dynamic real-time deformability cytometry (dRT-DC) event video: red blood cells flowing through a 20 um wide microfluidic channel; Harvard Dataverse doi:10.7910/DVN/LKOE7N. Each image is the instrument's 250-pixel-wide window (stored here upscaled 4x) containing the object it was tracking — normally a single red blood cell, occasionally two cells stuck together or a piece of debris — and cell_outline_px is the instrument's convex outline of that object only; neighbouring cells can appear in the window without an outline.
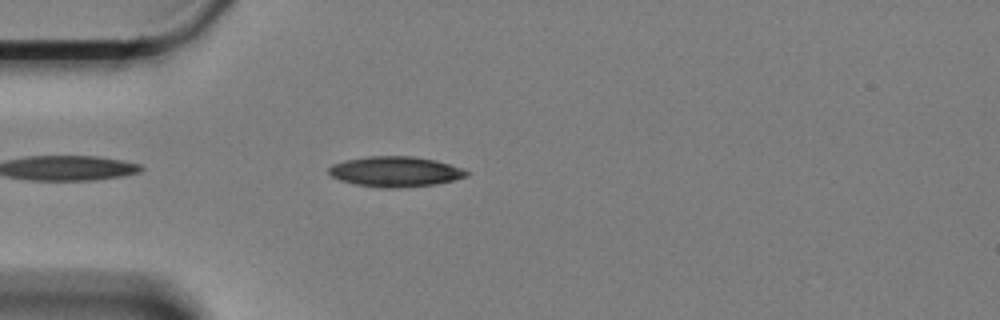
{"species": "Egyptian fruit bat (a non-hibernating species)", "species_latin": "Rousettus aegyptiacus", "temperature_condition": "cold", "stored_images_in_passage": 22, "camera_frame_rate_fps": 3000, "um_per_image_px": 0.085, "animal": {"sex": "female"}, "frame": {"image": 1, "passage_image": 5, "time_ms": 1.333, "image_size_px": [1000, 320], "cell_outline_px": [[468, 176], [436, 184], [400, 188], [380, 188], [356, 184], [340, 180], [332, 176], [328, 172], [328, 168], [332, 164], [348, 160], [368, 156], [412, 156], [432, 160], [464, 168], [468, 172]], "centroid_in_image_um": [33.59, 14.59], "position_along_channel_um": 51.4, "area_um2": 24.16}}
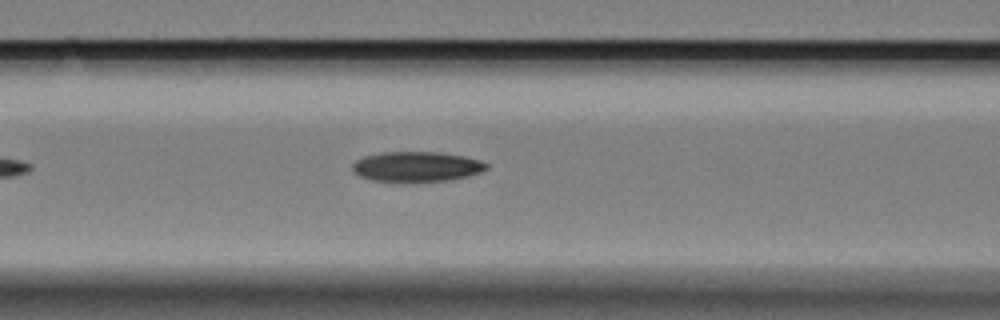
{"frame": {"image": 2, "passage_image": 13, "time_ms": 4.0, "image_size_px": [1000, 320], "cell_outline_px": [[488, 168], [480, 172], [468, 176], [444, 180], [412, 184], [372, 180], [360, 176], [352, 172], [352, 164], [356, 160], [364, 156], [384, 152], [436, 152], [464, 156], [480, 160], [488, 164]], "centroid_in_image_um": [35.37, 14.19], "position_along_channel_um": 131.2, "area_um2": 23.99}}
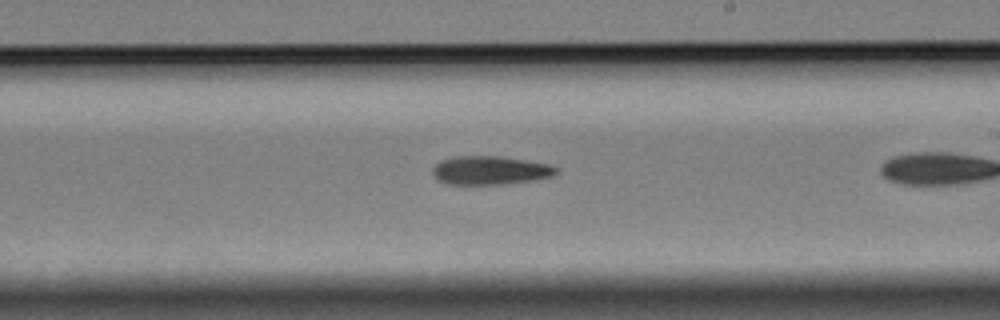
{"frame": {"image": 3, "passage_image": 20, "time_ms": 6.333, "image_size_px": [1000, 320], "cell_outline_px": [[560, 172], [552, 176], [536, 180], [504, 184], [448, 184], [436, 180], [432, 172], [432, 168], [440, 160], [456, 156], [500, 156], [548, 164], [556, 168]], "centroid_in_image_um": [41.64, 14.48], "position_along_channel_um": 247.4, "area_um2": 20.69}}